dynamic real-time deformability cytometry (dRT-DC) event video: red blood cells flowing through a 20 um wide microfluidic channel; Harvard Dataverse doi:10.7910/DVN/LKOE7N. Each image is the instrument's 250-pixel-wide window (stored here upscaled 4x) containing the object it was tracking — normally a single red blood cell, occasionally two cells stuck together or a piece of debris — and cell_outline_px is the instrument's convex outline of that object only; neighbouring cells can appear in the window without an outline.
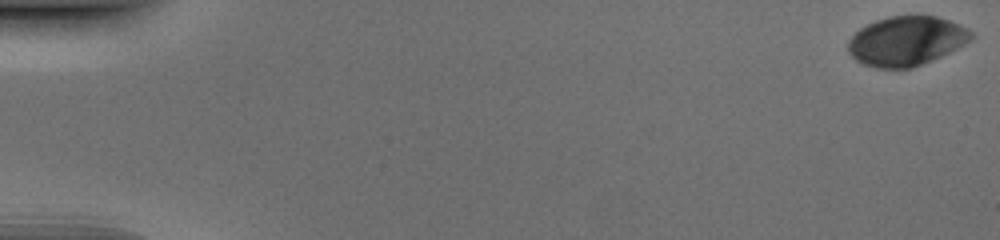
{"species": "human", "species_latin": "Homo sapiens", "temperature_condition": "cold", "stored_images_in_passage": 53, "camera_frame_rate_fps": 3000, "um_per_image_px": 0.085, "donor": {"sex": "male"}, "frame": {"image": 1, "passage_image": 1, "time_ms": 0.0, "image_size_px": [1000, 240], "cell_outline_px": [[976, 36], [972, 40], [932, 60], [912, 68], [876, 68], [864, 64], [856, 60], [848, 52], [848, 40], [860, 28], [876, 20], [888, 16], [916, 12], [936, 16], [960, 24], [968, 28]], "centroid_in_image_um": [77.06, 3.44], "position_along_channel_um": 7.9, "area_um2": 36.07}}
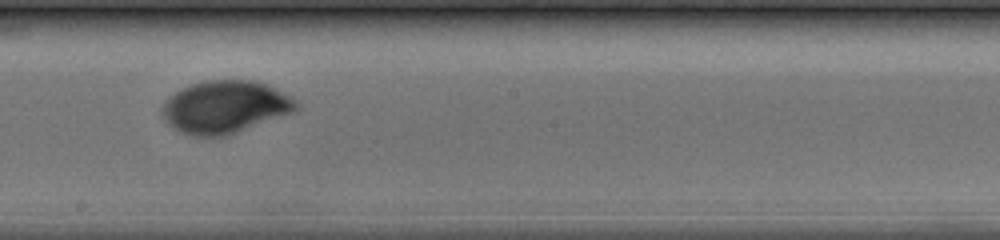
{"frame": {"image": 2, "passage_image": 31, "time_ms": 10.0, "image_size_px": [1000, 240], "cell_outline_px": [[300, 108], [296, 112], [228, 136], [192, 136], [180, 132], [172, 128], [164, 120], [160, 112], [160, 108], [164, 100], [168, 96], [180, 88], [204, 80], [256, 80], [268, 84], [288, 96], [300, 104]], "centroid_in_image_um": [19.11, 9.1], "position_along_channel_um": 229.1, "area_um2": 41.91}}
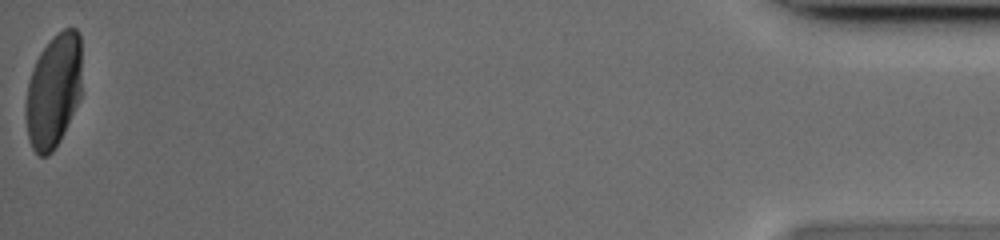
{"frame": {"image": 3, "passage_image": 53, "time_ms": 17.333, "image_size_px": [1000, 240], "cell_outline_px": [[80, 96], [64, 132], [60, 140], [52, 152], [48, 156], [40, 156], [32, 148], [28, 140], [24, 116], [24, 108], [28, 84], [32, 68], [40, 52], [64, 28], [76, 28], [80, 32]], "centroid_in_image_um": [4.51, 7.77], "position_along_channel_um": 430.7, "area_um2": 36.99}}